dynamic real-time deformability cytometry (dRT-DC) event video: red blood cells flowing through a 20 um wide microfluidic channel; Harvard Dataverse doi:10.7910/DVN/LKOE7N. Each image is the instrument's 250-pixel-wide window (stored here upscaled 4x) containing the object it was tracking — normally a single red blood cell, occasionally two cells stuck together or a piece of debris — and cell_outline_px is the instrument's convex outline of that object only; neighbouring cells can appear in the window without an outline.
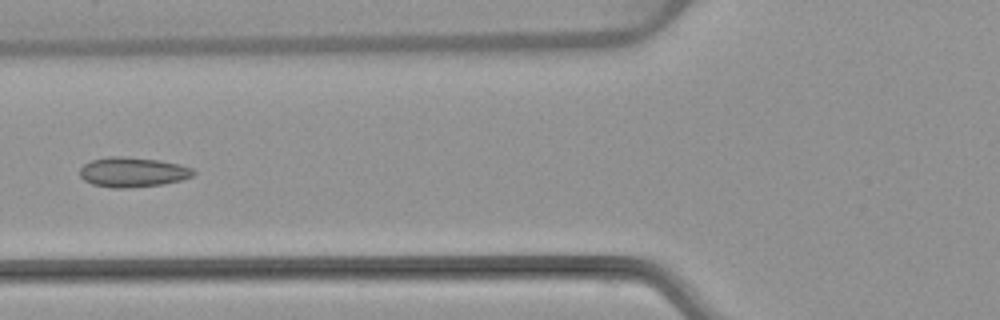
{"species": "common noctule bat (a hibernating species)", "species_latin": "Nyctalus noctula", "temperature_condition": "warm", "stored_images_in_passage": 6, "camera_frame_rate_fps": 3000, "um_per_image_px": 0.085, "animal": {"sex": "female", "body_mass_g": 22.7, "forearm_length_mm": 54.2}, "frame": {"image": 1, "passage_image": 6, "time_ms": 6.0, "image_size_px": [1000, 320], "cell_outline_px": [[196, 172], [192, 176], [180, 180], [164, 184], [128, 188], [112, 188], [92, 184], [84, 180], [80, 176], [80, 168], [84, 164], [92, 160], [108, 156], [124, 156], [160, 160], [180, 164], [192, 168]], "centroid_in_image_um": [11.27, 14.63], "position_along_channel_um": 114.5, "area_um2": 19.88}}